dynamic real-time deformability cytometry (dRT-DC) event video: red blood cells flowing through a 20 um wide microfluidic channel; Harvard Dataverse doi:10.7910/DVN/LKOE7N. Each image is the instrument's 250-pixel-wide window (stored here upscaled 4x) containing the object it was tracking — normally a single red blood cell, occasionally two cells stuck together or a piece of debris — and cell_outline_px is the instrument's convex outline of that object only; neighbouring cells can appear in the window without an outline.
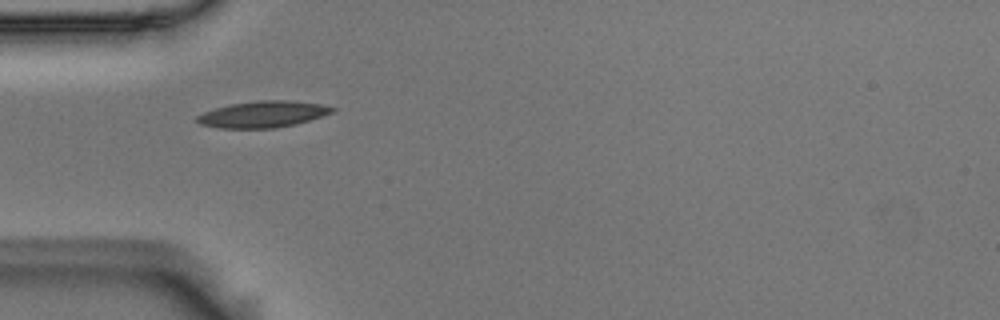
{"species": "Egyptian fruit bat (a non-hibernating species)", "species_latin": "Rousettus aegyptiacus", "temperature_condition": "room temperature", "stored_images_in_passage": 24, "camera_frame_rate_fps": 3000, "um_per_image_px": 0.085, "animal": {"sex": "male"}, "frame": {"image": 1, "passage_image": 1, "time_ms": 0.0, "image_size_px": [1000, 320], "cell_outline_px": [[336, 108], [332, 112], [296, 124], [276, 128], [220, 128], [200, 124], [196, 120], [196, 116], [204, 112], [216, 108], [232, 104], [260, 100], [288, 100], [320, 104]], "centroid_in_image_um": [22.32, 9.71], "position_along_channel_um": 62.7, "area_um2": 20.52}}
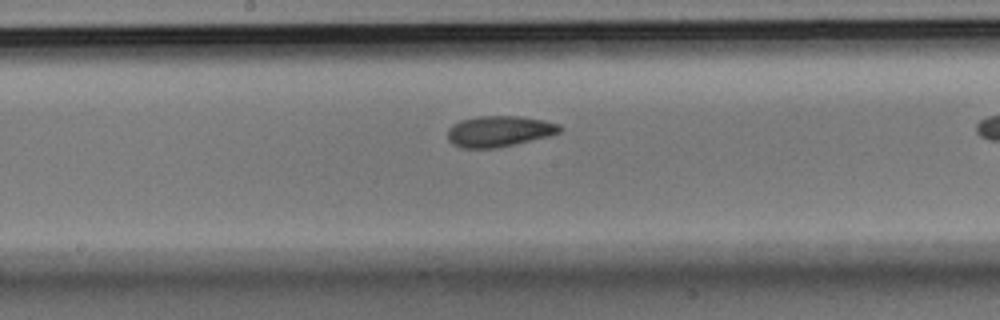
{"frame": {"image": 2, "passage_image": 9, "time_ms": 2.667, "image_size_px": [1000, 320], "cell_outline_px": [[564, 128], [560, 132], [548, 136], [496, 148], [460, 148], [452, 144], [448, 140], [448, 128], [452, 124], [460, 120], [476, 116], [520, 116], [544, 120], [560, 124]], "centroid_in_image_um": [42.41, 11.15], "position_along_channel_um": 205.8, "area_um2": 20.35}}
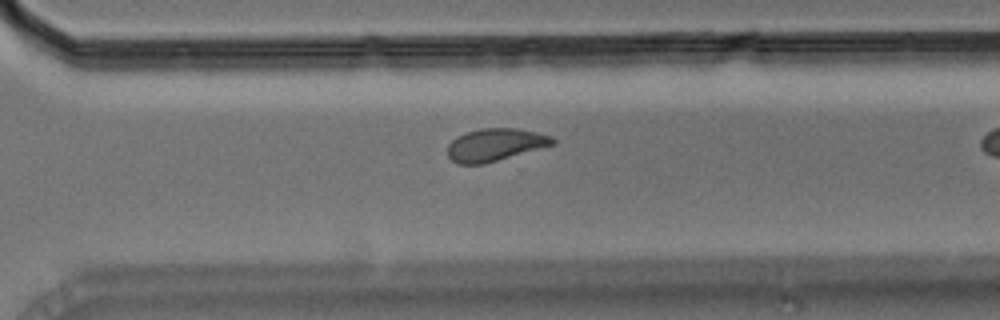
{"frame": {"image": 3, "passage_image": 19, "time_ms": 6.0, "image_size_px": [1000, 320], "cell_outline_px": [[556, 144], [484, 164], [456, 164], [448, 156], [448, 144], [456, 136], [480, 128], [516, 128], [536, 132], [552, 136], [556, 140]], "centroid_in_image_um": [42.09, 12.3], "position_along_channel_um": 328.5, "area_um2": 20.0}}